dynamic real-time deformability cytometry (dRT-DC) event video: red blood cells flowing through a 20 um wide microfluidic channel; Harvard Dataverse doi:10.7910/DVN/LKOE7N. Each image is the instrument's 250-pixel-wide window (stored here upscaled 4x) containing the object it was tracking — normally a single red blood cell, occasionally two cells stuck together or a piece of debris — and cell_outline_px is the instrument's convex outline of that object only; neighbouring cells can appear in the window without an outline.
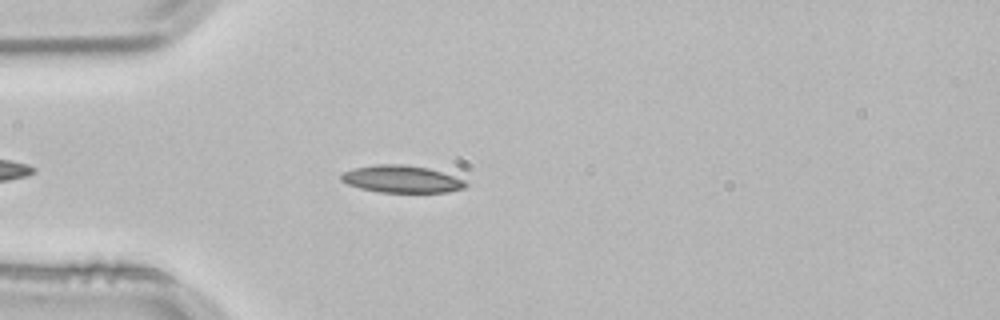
{"species": "common noctule bat (a hibernating species)", "species_latin": "Nyctalus noctula", "temperature_condition": "room temperature", "stored_images_in_passage": 2, "camera_frame_rate_fps": 3000, "um_per_image_px": 0.085, "animal": {"sex": "male", "body_mass_g": 21.5, "forearm_length_mm": 52.0}, "frame": {"image": 1, "passage_image": 2, "time_ms": 0.333, "image_size_px": [1000, 320], "cell_outline_px": [[468, 184], [464, 188], [448, 192], [380, 192], [360, 188], [348, 184], [340, 180], [340, 176], [344, 172], [356, 168], [376, 164], [400, 164], [428, 168], [464, 180]], "centroid_in_image_um": [34.12, 15.23], "position_along_channel_um": 50.9, "area_um2": 19.48}}